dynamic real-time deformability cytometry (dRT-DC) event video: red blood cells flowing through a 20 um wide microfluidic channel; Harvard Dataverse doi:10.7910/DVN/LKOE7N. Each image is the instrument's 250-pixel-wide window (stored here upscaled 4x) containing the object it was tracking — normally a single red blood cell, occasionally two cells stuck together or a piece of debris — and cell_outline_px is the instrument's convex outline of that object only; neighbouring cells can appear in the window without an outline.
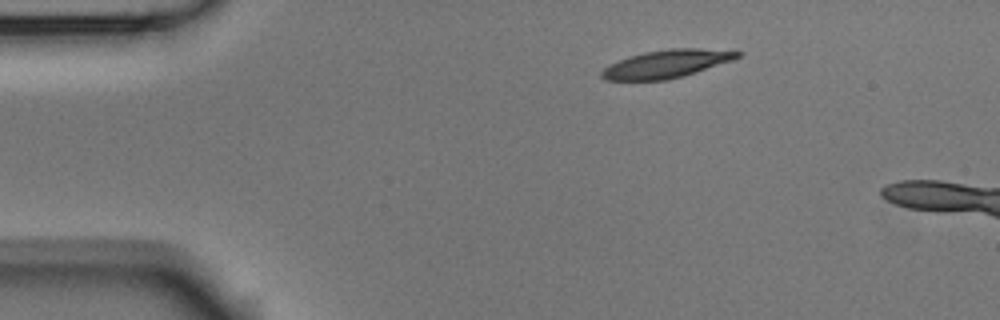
{"species": "Egyptian fruit bat (a non-hibernating species)", "species_latin": "Rousettus aegyptiacus", "temperature_condition": "room temperature", "stored_images_in_passage": 5, "camera_frame_rate_fps": 3000, "um_per_image_px": 0.085, "animal": {"sex": "male"}, "frame": {"image": 1, "passage_image": 5, "time_ms": 1.333, "image_size_px": [1000, 320], "cell_outline_px": [[744, 52], [740, 56], [732, 60], [684, 76], [668, 80], [604, 80], [600, 76], [600, 72], [608, 64], [628, 56], [644, 52], [668, 48], [700, 48]], "centroid_in_image_um": [56.61, 5.43], "position_along_channel_um": 28.4, "area_um2": 22.25}}